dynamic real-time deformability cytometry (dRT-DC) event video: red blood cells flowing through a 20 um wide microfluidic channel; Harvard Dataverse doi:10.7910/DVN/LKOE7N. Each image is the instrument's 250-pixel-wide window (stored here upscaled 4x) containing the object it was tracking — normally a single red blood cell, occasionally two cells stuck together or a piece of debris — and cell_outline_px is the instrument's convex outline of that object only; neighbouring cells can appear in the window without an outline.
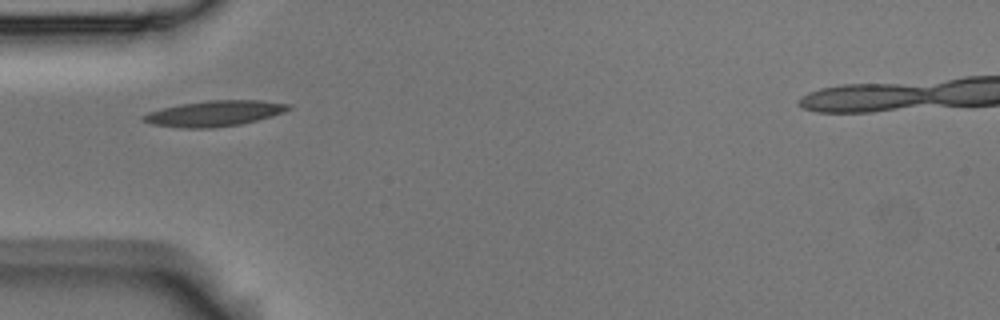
{"species": "Egyptian fruit bat (a non-hibernating species)", "species_latin": "Rousettus aegyptiacus", "temperature_condition": "room temperature", "stored_images_in_passage": 39, "camera_frame_rate_fps": 3000, "um_per_image_px": 0.085, "animal": {"sex": "male"}, "frame": {"image": 1, "passage_image": 1, "time_ms": 0.0, "image_size_px": [1000, 320], "cell_outline_px": [[292, 108], [284, 112], [272, 116], [240, 124], [212, 128], [180, 128], [152, 124], [144, 120], [140, 116], [148, 112], [160, 108], [180, 104], [208, 100], [260, 100], [292, 104]], "centroid_in_image_um": [18.23, 9.63], "position_along_channel_um": 66.8, "area_um2": 21.79}}
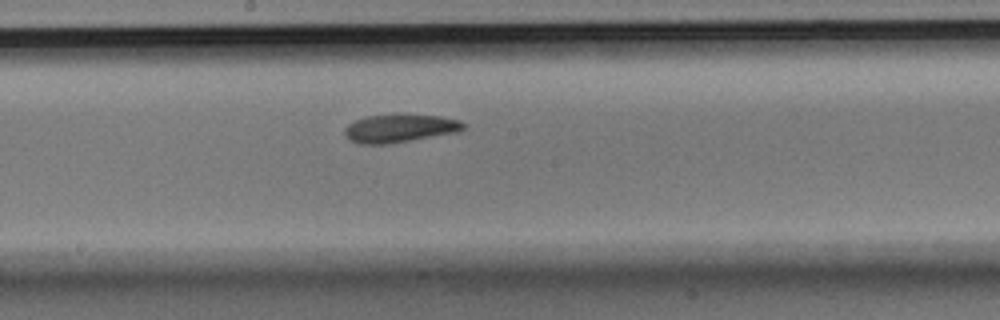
{"frame": {"image": 2, "passage_image": 13, "time_ms": 4.0, "image_size_px": [1000, 320], "cell_outline_px": [[468, 124], [464, 128], [456, 132], [388, 144], [356, 144], [348, 140], [344, 136], [344, 128], [348, 124], [356, 120], [368, 116], [396, 112], [440, 116], [460, 120]], "centroid_in_image_um": [33.95, 10.88], "position_along_channel_um": 214.3, "area_um2": 20.11}}
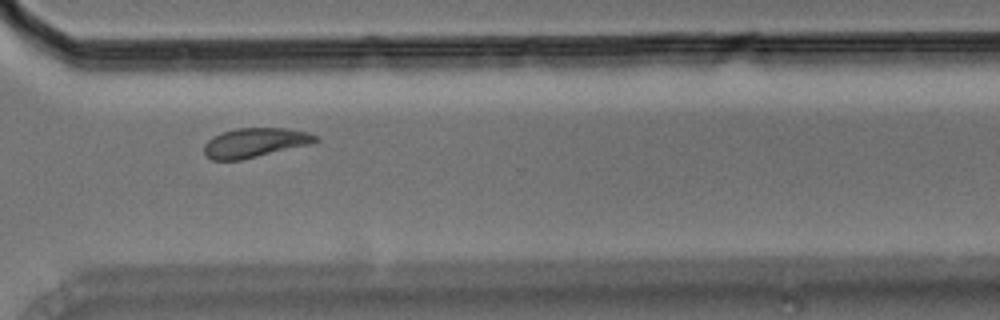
{"frame": {"image": 3, "passage_image": 24, "time_ms": 7.667, "image_size_px": [1000, 320], "cell_outline_px": [[320, 140], [312, 144], [240, 160], [212, 160], [204, 156], [204, 144], [212, 136], [236, 128], [288, 128], [308, 132], [316, 136]], "centroid_in_image_um": [21.67, 12.13], "position_along_channel_um": 348.9, "area_um2": 19.19}, "authors_computed_cell_mechanics": {"area_um2": 19.4208, "velocity_mm_per_s": 3.6754, "shape_relaxation_time_tau1_ms": 3.6367, "shape_relaxation_time_tau2_ms": 5.6105, "deformation_change_tau1": 0.1332, "deformation_change_tau2": 0.0952}}